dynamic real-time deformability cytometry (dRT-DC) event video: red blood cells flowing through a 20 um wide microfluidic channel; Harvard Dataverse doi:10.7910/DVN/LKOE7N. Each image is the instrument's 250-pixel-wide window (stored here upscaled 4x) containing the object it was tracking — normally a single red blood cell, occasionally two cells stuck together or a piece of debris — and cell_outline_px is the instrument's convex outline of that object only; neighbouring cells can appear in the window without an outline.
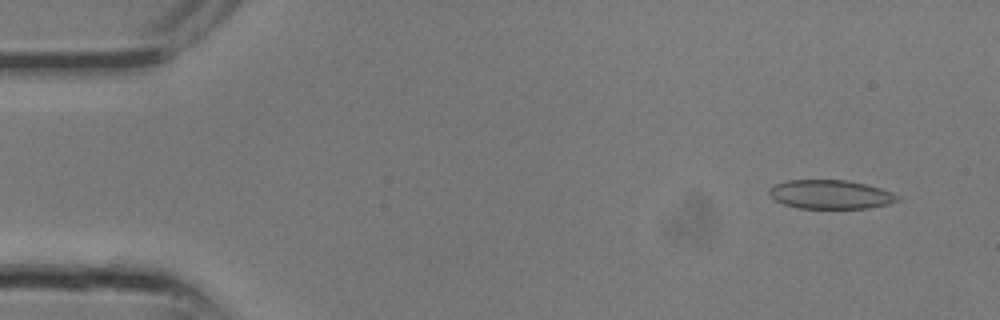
{"species": "common noctule bat (a hibernating species)", "species_latin": "Nyctalus noctula", "temperature_condition": "room temperature", "stored_images_in_passage": 11, "camera_frame_rate_fps": 3000, "um_per_image_px": 0.085, "animal": {"sex": "male", "body_mass_g": 13.3}, "frame": {"image": 1, "passage_image": 2, "time_ms": 0.333, "image_size_px": [1000, 320], "cell_outline_px": [[900, 200], [888, 204], [868, 208], [800, 208], [784, 204], [776, 200], [768, 192], [768, 188], [776, 184], [788, 180], [848, 180], [880, 188], [892, 192], [900, 196]], "centroid_in_image_um": [70.61, 16.52], "position_along_channel_um": 14.4, "area_um2": 21.5}}
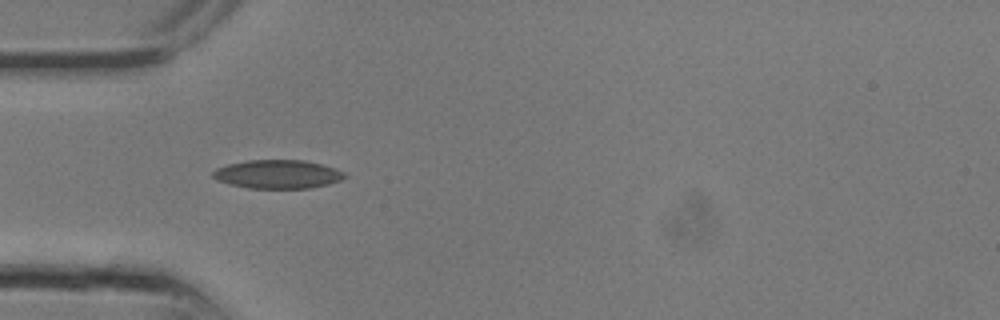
{"frame": {"image": 2, "passage_image": 8, "time_ms": 2.333, "image_size_px": [1000, 320], "cell_outline_px": [[348, 176], [340, 180], [328, 184], [312, 188], [248, 188], [216, 180], [212, 176], [212, 172], [216, 168], [228, 164], [248, 160], [304, 160], [336, 168], [344, 172]], "centroid_in_image_um": [23.62, 14.8], "position_along_channel_um": 61.4, "area_um2": 21.96}}
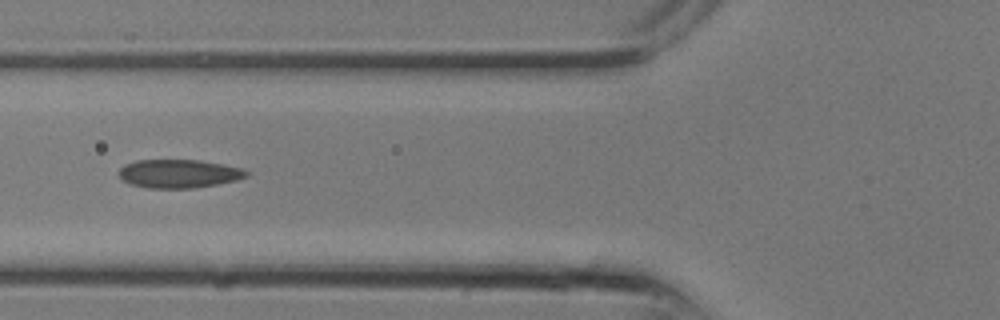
{"frame": {"image": 3, "passage_image": 10, "time_ms": 3.0, "image_size_px": [1000, 320], "cell_outline_px": [[248, 176], [236, 180], [216, 184], [192, 188], [148, 188], [128, 184], [120, 180], [120, 168], [124, 164], [136, 160], [200, 160], [244, 168], [248, 172]], "centroid_in_image_um": [15.18, 14.76], "position_along_channel_um": 110.6, "area_um2": 21.27}}